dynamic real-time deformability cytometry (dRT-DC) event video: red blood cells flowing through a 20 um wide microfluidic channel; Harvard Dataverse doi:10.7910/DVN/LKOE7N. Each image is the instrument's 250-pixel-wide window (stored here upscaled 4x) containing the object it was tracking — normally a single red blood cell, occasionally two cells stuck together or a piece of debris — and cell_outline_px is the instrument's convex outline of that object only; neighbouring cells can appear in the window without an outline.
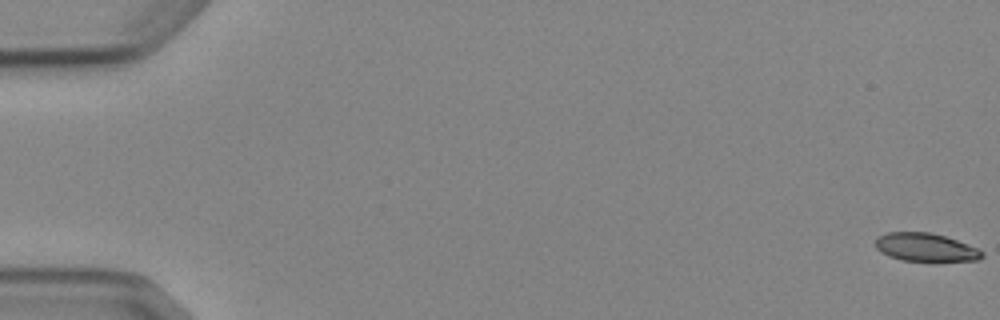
{"species": "Egyptian fruit bat (a non-hibernating species)", "species_latin": "Rousettus aegyptiacus", "temperature_condition": "cold", "stored_images_in_passage": 7, "camera_frame_rate_fps": 3000, "um_per_image_px": 0.085, "animal": {"sex": "female"}, "frame": {"image": 1, "passage_image": 1, "time_ms": 0.0, "image_size_px": [1000, 320], "cell_outline_px": [[984, 256], [980, 260], [936, 264], [900, 260], [880, 252], [876, 248], [876, 240], [880, 236], [888, 232], [928, 232], [944, 236], [956, 240], [976, 248], [984, 252]], "centroid_in_image_um": [78.74, 21.09], "position_along_channel_um": 6.3, "area_um2": 18.26}}
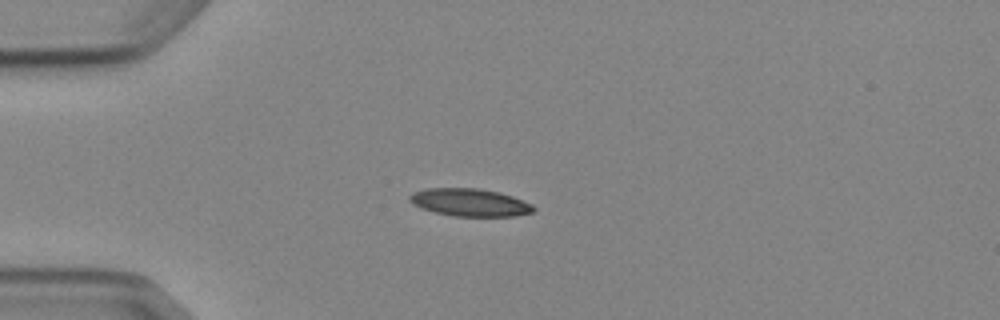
{"frame": {"image": 2, "passage_image": 5, "time_ms": 4.667, "image_size_px": [1000, 320], "cell_outline_px": [[536, 208], [532, 212], [516, 216], [452, 216], [420, 208], [412, 204], [408, 200], [408, 196], [412, 192], [424, 188], [480, 188], [500, 192], [512, 196], [532, 204]], "centroid_in_image_um": [39.9, 17.2], "position_along_channel_um": 45.1, "area_um2": 20.17}}
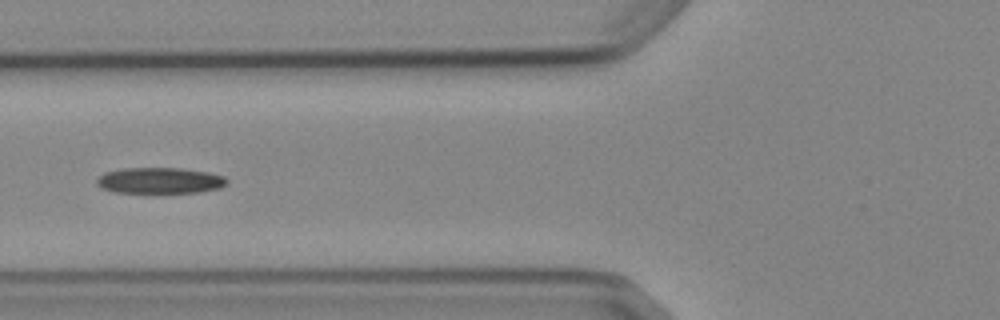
{"frame": {"image": 3, "passage_image": 7, "time_ms": 7.0, "image_size_px": [1000, 320], "cell_outline_px": [[228, 184], [220, 188], [200, 192], [116, 192], [100, 188], [96, 184], [96, 180], [104, 172], [124, 168], [180, 168], [208, 172], [224, 176], [228, 180]], "centroid_in_image_um": [13.6, 15.34], "position_along_channel_um": 112.2, "area_um2": 19.71}}